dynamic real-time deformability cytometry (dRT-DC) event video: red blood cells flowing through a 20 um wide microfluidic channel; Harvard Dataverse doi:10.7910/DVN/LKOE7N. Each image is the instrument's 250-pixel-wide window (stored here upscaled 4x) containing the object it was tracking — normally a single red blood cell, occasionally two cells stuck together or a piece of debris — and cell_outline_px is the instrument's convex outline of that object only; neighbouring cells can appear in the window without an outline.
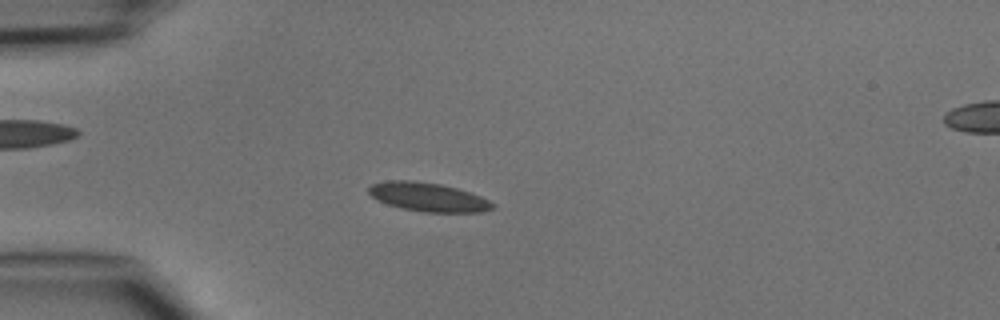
{"species": "common noctule bat (a hibernating species)", "species_latin": "Nyctalus noctula", "temperature_condition": "cold", "stored_images_in_passage": 38, "camera_frame_rate_fps": 3000, "um_per_image_px": 0.085, "animal": {"sex": "male", "body_mass_g": 15.6}, "frame": {"image": 1, "passage_image": 3, "time_ms": 0.667, "image_size_px": [1000, 320], "cell_outline_px": [[496, 208], [484, 212], [424, 212], [404, 208], [388, 204], [372, 196], [368, 192], [368, 188], [372, 184], [388, 180], [412, 180], [440, 184], [456, 188], [480, 196], [496, 204]], "centroid_in_image_um": [36.44, 16.75], "position_along_channel_um": 48.6, "area_um2": 20.63}}
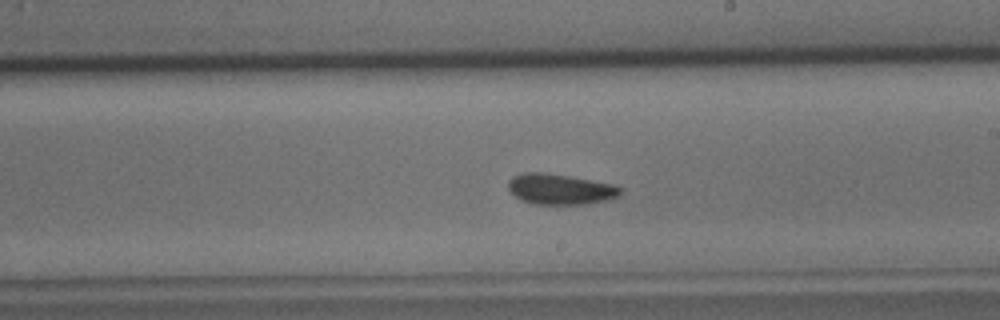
{"frame": {"image": 2, "passage_image": 18, "time_ms": 5.667, "image_size_px": [1000, 320], "cell_outline_px": [[620, 196], [608, 200], [584, 204], [532, 204], [520, 200], [508, 188], [508, 180], [512, 176], [524, 172], [544, 172], [568, 176], [612, 184], [620, 188]], "centroid_in_image_um": [47.57, 16.08], "position_along_channel_um": 241.4, "area_um2": 19.94}}
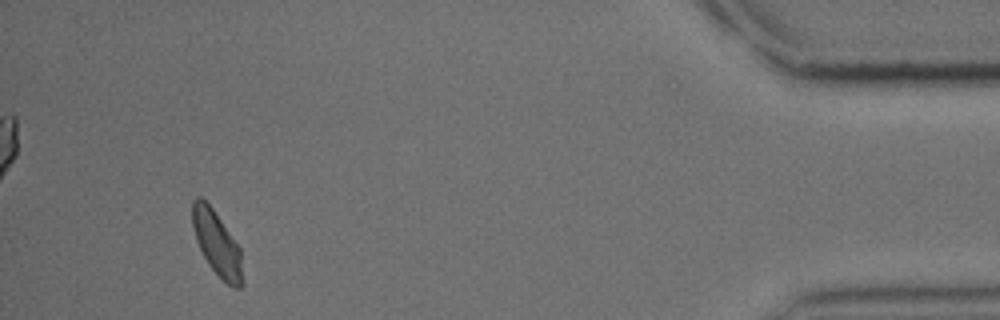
{"frame": {"image": 3, "passage_image": 35, "time_ms": 11.333, "image_size_px": [1000, 320], "cell_outline_px": [[244, 284], [240, 288], [236, 288], [228, 284], [208, 264], [196, 240], [192, 224], [192, 200], [196, 196], [200, 196], [212, 208], [240, 248]], "centroid_in_image_um": [18.44, 20.7], "position_along_channel_um": 416.8, "area_um2": 18.55}}